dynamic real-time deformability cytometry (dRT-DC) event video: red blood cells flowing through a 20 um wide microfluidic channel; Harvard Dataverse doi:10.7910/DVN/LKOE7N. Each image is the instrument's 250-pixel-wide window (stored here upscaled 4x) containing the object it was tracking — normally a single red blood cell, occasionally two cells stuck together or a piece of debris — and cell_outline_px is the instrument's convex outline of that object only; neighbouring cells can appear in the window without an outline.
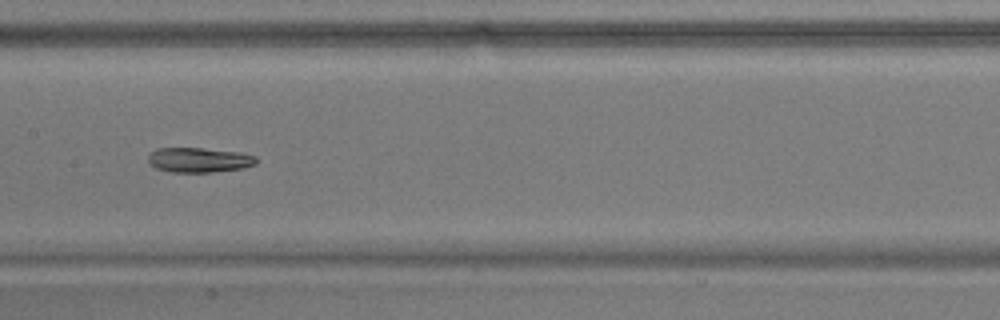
{"species": "common noctule bat (a hibernating species)", "species_latin": "Nyctalus noctula", "temperature_condition": "warm", "stored_images_in_passage": 39, "camera_frame_rate_fps": 3000, "um_per_image_px": 0.085, "animal": {"sex": "male", "body_mass_g": 17.9}, "frame": {"image": 1, "passage_image": 12, "time_ms": 3.667, "image_size_px": [1000, 320], "cell_outline_px": [[256, 164], [244, 168], [212, 172], [172, 172], [156, 168], [148, 160], [148, 156], [156, 148], [200, 148], [240, 152], [256, 156]], "centroid_in_image_um": [16.94, 13.59], "position_along_channel_um": 190.5, "area_um2": 15.55}, "authors_computed_cell_mechanics": {"area_um2": 16.0684, "velocity_mm_per_s": 3.6834, "shape_relaxation_time_tau1_ms": 5.832, "shape_relaxation_time_tau2_ms": 3.7097, "deformation_change_tau1": 0.1803, "deformation_change_tau2": 0.1054}}